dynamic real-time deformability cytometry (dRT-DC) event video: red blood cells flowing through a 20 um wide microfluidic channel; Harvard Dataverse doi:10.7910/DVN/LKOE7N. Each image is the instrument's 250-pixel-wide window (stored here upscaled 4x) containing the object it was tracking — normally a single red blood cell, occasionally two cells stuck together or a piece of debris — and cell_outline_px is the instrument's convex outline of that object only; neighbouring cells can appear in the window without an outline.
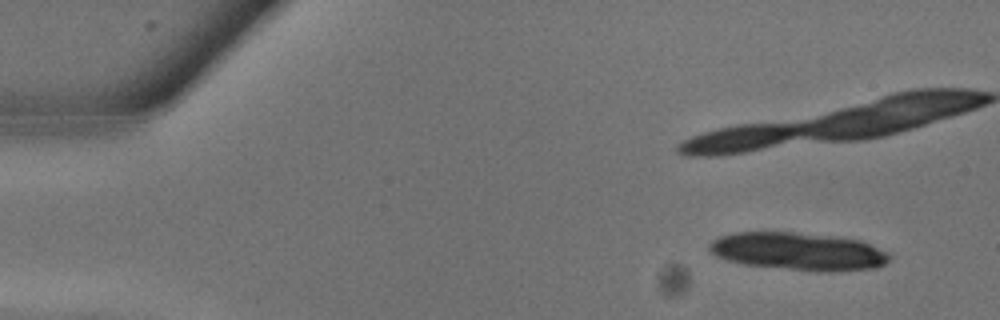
{"species": "common noctule bat (a hibernating species)", "species_latin": "Nyctalus noctula", "temperature_condition": "warm", "stored_images_in_passage": 9, "camera_frame_rate_fps": 3000, "um_per_image_px": 0.085, "animal": {"sex": "male", "body_mass_g": 13.3}, "frame": {"image": 1, "passage_image": 2, "time_ms": 0.333, "image_size_px": [1000, 320], "cell_outline_px": [[892, 256], [884, 264], [876, 268], [840, 272], [816, 272], [744, 264], [724, 260], [708, 252], [708, 244], [712, 240], [720, 236], [732, 232], [792, 232], [840, 236], [860, 240], [892, 252]], "centroid_in_image_um": [67.9, 21.37], "position_along_channel_um": 17.1, "area_um2": 40.63}}